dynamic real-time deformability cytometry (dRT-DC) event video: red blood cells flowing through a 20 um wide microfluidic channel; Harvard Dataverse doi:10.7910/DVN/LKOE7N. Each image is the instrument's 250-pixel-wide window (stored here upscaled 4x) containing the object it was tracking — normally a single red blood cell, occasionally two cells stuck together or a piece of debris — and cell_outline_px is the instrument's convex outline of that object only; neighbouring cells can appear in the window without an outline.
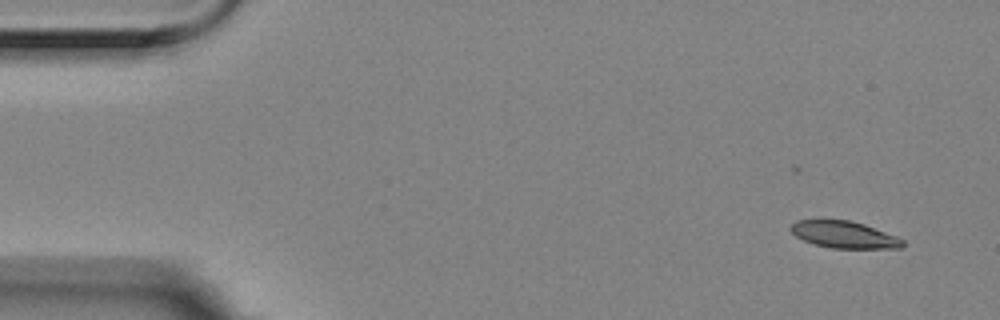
{"species": "Egyptian fruit bat (a non-hibernating species)", "species_latin": "Rousettus aegyptiacus", "temperature_condition": "room temperature", "stored_images_in_passage": 5, "camera_frame_rate_fps": 3000, "um_per_image_px": 0.085, "animal": {"sex": "female"}, "frame": {"image": 1, "passage_image": 1, "time_ms": 0.0, "image_size_px": [1000, 320], "cell_outline_px": [[904, 244], [900, 248], [832, 248], [812, 244], [796, 236], [788, 228], [796, 220], [852, 220], [864, 224], [896, 236], [904, 240]], "centroid_in_image_um": [71.73, 19.94], "position_along_channel_um": 13.3, "area_um2": 17.51}}
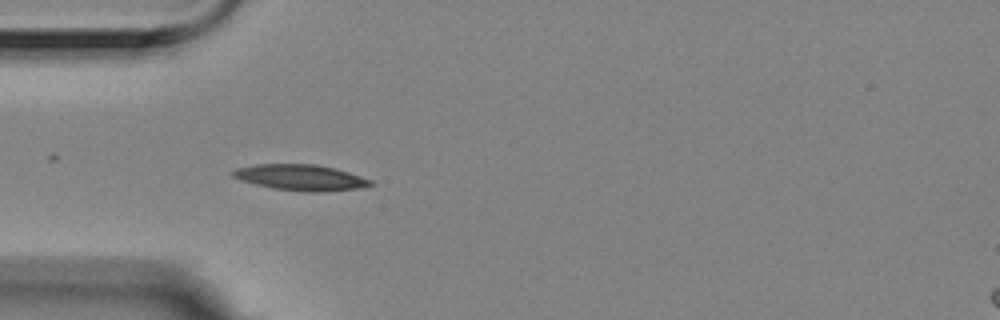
{"frame": {"image": 2, "passage_image": 5, "time_ms": 1.333, "image_size_px": [1000, 320], "cell_outline_px": [[372, 184], [360, 188], [320, 192], [304, 192], [272, 188], [240, 180], [232, 176], [232, 172], [236, 168], [256, 164], [316, 164], [336, 168], [372, 180]], "centroid_in_image_um": [25.55, 15.08], "position_along_channel_um": 59.5, "area_um2": 20.75}}